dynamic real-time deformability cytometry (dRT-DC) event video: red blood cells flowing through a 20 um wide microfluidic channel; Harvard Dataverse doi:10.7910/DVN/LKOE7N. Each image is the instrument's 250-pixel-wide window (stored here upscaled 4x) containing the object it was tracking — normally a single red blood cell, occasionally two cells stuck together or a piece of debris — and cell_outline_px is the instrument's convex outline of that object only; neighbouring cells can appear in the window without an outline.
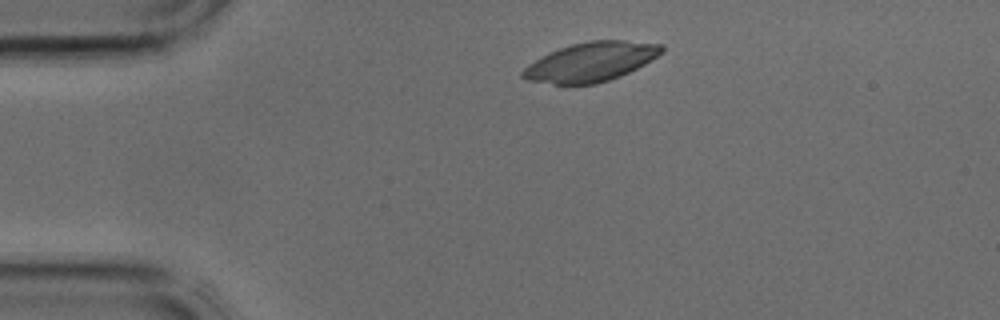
{"species": "common noctule bat (a hibernating species)", "species_latin": "Nyctalus noctula", "temperature_condition": "cold", "stored_images_in_passage": 2, "camera_frame_rate_fps": 3000, "um_per_image_px": 0.085, "animal": {"sex": "male", "body_mass_g": 17.9, "forearm_length_mm": 54.2}, "frame": {"image": 1, "passage_image": 1, "time_ms": 0.0, "image_size_px": [1000, 320], "cell_outline_px": [[664, 52], [652, 60], [620, 76], [596, 84], [552, 84], [528, 80], [520, 76], [520, 72], [528, 64], [548, 52], [572, 44], [588, 40], [624, 40], [664, 44]], "centroid_in_image_um": [50.23, 5.25], "position_along_channel_um": 34.8, "area_um2": 31.85}}